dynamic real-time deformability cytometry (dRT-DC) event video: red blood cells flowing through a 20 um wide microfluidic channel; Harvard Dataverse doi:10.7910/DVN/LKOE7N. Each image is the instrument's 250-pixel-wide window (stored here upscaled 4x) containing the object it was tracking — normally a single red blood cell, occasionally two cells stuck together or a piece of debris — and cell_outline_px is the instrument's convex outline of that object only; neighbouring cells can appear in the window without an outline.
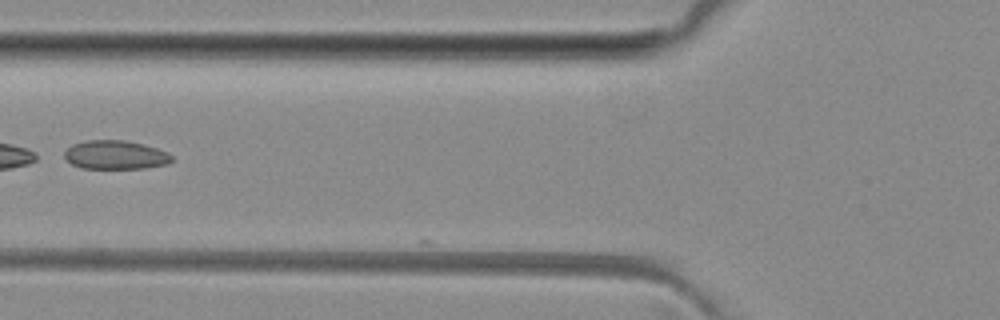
{"species": "common noctule bat (a hibernating species)", "species_latin": "Nyctalus noctula", "temperature_condition": "room temperature", "stored_images_in_passage": 4, "camera_frame_rate_fps": 3000, "um_per_image_px": 0.085, "animal": {"sex": "female", "body_mass_g": 29.2, "forearm_length_mm": 56.3}, "frame": {"image": 1, "passage_image": 4, "time_ms": 3.333, "image_size_px": [1000, 320], "cell_outline_px": [[172, 160], [168, 164], [144, 168], [80, 168], [64, 160], [64, 152], [72, 144], [88, 140], [124, 140], [156, 148], [168, 152], [172, 156]], "centroid_in_image_um": [9.78, 13.17], "position_along_channel_um": 116.0, "area_um2": 17.98}}